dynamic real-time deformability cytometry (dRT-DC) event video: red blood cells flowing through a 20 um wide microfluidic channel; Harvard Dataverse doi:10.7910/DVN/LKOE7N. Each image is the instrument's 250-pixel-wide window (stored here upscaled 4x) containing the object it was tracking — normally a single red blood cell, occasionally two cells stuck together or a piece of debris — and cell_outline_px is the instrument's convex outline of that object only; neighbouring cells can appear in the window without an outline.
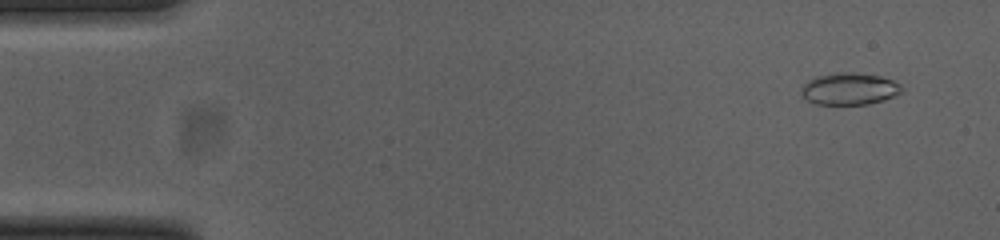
{"species": "common noctule bat (a hibernating species)", "species_latin": "Nyctalus noctula", "temperature_condition": "cold", "stored_images_in_passage": 51, "camera_frame_rate_fps": 3000, "um_per_image_px": 0.085, "animal": {"sex": "female", "body_mass_g": 23.0, "forearm_length_mm": 53.4}, "frame": {"image": 1, "passage_image": 2, "time_ms": 0.333, "image_size_px": [1000, 240], "cell_outline_px": [[904, 92], [868, 104], [816, 104], [808, 100], [800, 92], [800, 88], [812, 76], [836, 72], [848, 72], [880, 76], [892, 80], [900, 84], [904, 88]], "centroid_in_image_um": [72.17, 7.53], "position_along_channel_um": 12.8, "area_um2": 18.73}}
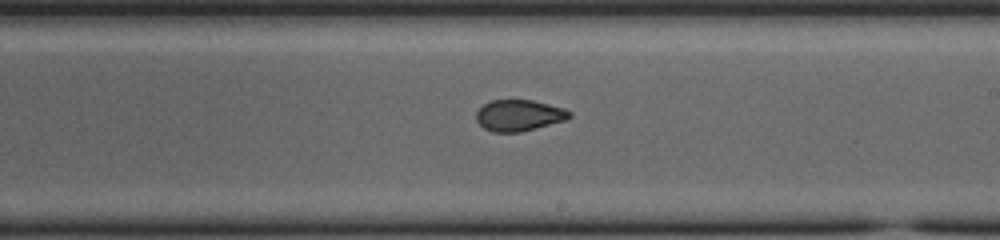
{"frame": {"image": 2, "passage_image": 29, "time_ms": 9.333, "image_size_px": [1000, 240], "cell_outline_px": [[572, 116], [568, 120], [520, 132], [492, 132], [484, 128], [476, 120], [476, 112], [484, 104], [492, 100], [532, 100], [564, 108], [572, 112]], "centroid_in_image_um": [44.14, 9.81], "position_along_channel_um": 244.9, "area_um2": 17.05}}
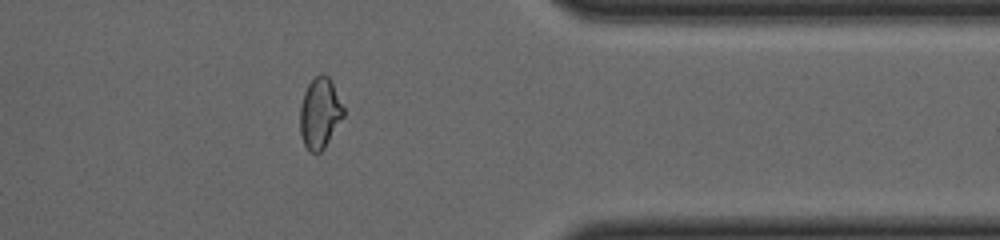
{"frame": {"image": 3, "passage_image": 41, "time_ms": 13.333, "image_size_px": [1000, 240], "cell_outline_px": [[344, 116], [324, 148], [320, 152], [308, 152], [304, 144], [300, 132], [300, 108], [304, 92], [308, 84], [320, 72], [324, 72], [328, 76], [344, 108]], "centroid_in_image_um": [27.17, 9.62], "position_along_channel_um": 384.2, "area_um2": 17.8}, "authors_computed_cell_mechanics": {"area_um2": 18.0336, "velocity_mm_per_s": 3.8611, "shape_relaxation_time_tau1_ms": null, "shape_relaxation_time_tau2_ms": 1.4523, "deformation_change_tau1": null, "deformation_change_tau2": 0.0562}}